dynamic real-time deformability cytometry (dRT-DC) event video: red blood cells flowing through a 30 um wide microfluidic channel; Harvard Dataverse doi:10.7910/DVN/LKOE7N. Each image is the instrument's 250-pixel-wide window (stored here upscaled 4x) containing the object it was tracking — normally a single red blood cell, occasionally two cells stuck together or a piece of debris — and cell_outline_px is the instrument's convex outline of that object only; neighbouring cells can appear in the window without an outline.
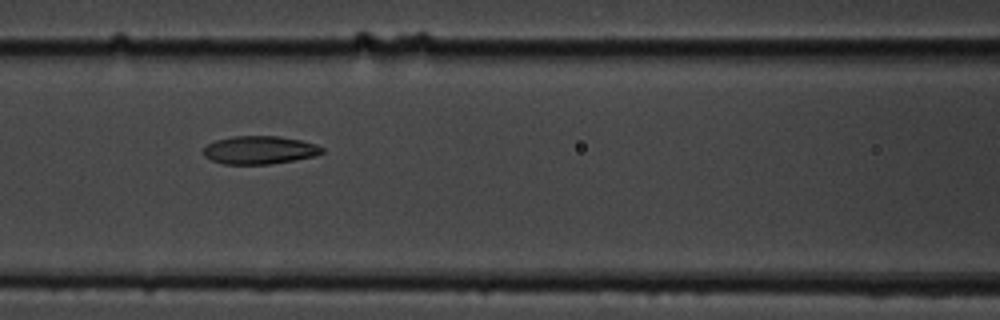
{"species": "common noctule bat (a hibernating species)", "species_latin": "Nyctalus noctula", "temperature_condition": "cold", "stored_images_in_passage": 10, "camera_frame_rate_fps": 3000, "um_per_image_px": 0.085, "animal": {"sex": "male", "body_mass_g": 19.5, "forearm_length_mm": 54.6}, "frame": {"image": 1, "passage_image": 7, "time_ms": 8.0, "image_size_px": [1000, 320], "cell_outline_px": [[324, 152], [316, 156], [268, 164], [224, 164], [212, 160], [204, 156], [204, 148], [208, 144], [216, 140], [232, 136], [280, 136], [300, 140], [316, 144], [324, 148]], "centroid_in_image_um": [22.08, 12.74], "position_along_channel_um": 144.5, "area_um2": 19.36}}
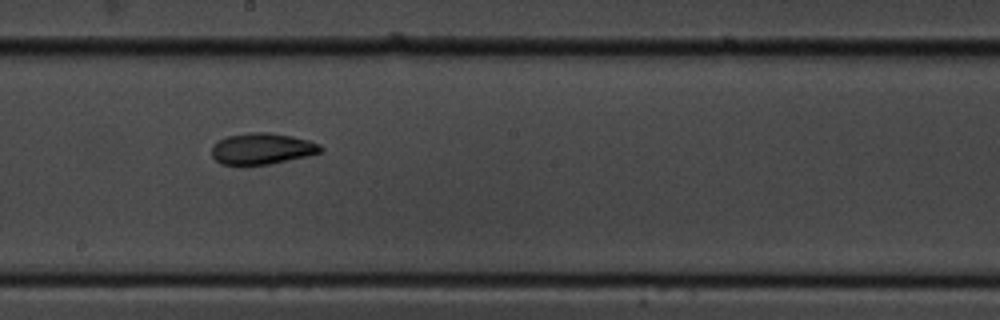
{"frame": {"image": 2, "passage_image": 9, "time_ms": 10.333, "image_size_px": [1000, 320], "cell_outline_px": [[324, 152], [308, 156], [268, 164], [244, 168], [220, 164], [212, 156], [212, 148], [220, 140], [228, 136], [252, 132], [268, 132], [292, 136], [308, 140], [320, 144], [324, 148]], "centroid_in_image_um": [22.28, 12.68], "position_along_channel_um": 225.9, "area_um2": 20.35}}
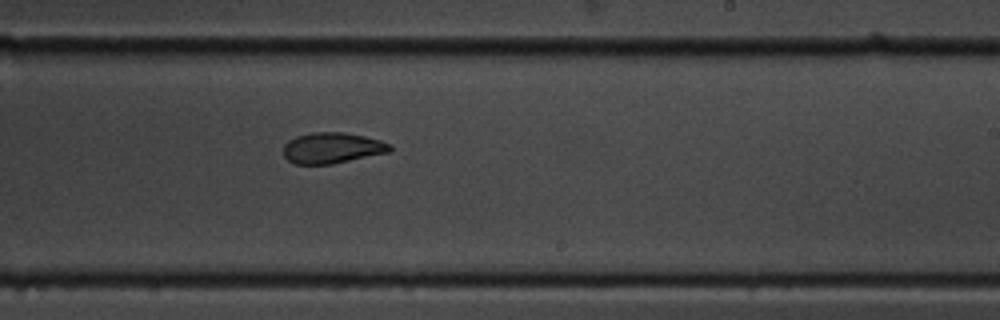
{"frame": {"image": 3, "passage_image": 10, "time_ms": 11.333, "image_size_px": [1000, 320], "cell_outline_px": [[392, 148], [388, 152], [332, 164], [296, 164], [288, 160], [284, 156], [284, 144], [288, 140], [296, 136], [312, 132], [344, 132], [364, 136], [380, 140], [392, 144]], "centroid_in_image_um": [28.22, 12.57], "position_along_channel_um": 260.8, "area_um2": 19.13}}